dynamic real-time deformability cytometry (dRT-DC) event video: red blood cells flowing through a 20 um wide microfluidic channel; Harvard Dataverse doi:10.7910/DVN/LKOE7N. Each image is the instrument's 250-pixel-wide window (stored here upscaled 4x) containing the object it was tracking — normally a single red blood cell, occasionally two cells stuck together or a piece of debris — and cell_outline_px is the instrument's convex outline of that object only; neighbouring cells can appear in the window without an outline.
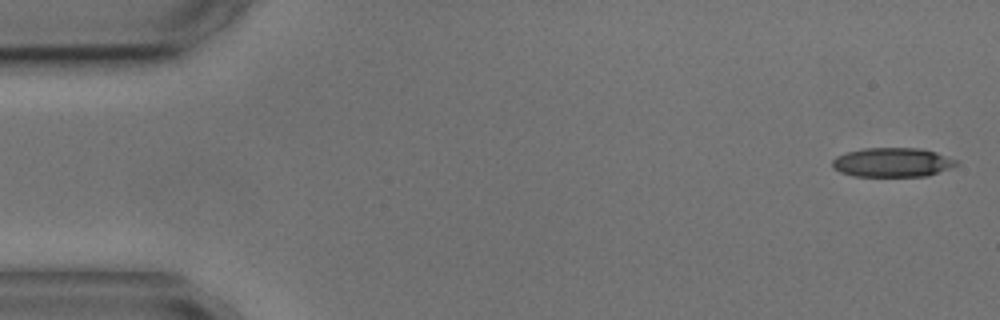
{"species": "common noctule bat (a hibernating species)", "species_latin": "Nyctalus noctula", "temperature_condition": "cold", "stored_images_in_passage": 7, "camera_frame_rate_fps": 3000, "um_per_image_px": 0.085, "animal": {"sex": "male", "body_mass_g": 17.9, "forearm_length_mm": 54.2}, "frame": {"image": 1, "passage_image": 1, "time_ms": 0.0, "image_size_px": [1000, 320], "cell_outline_px": [[960, 164], [952, 168], [928, 176], [852, 176], [840, 172], [832, 168], [832, 160], [836, 156], [848, 152], [864, 148], [920, 148], [936, 152], [956, 160]], "centroid_in_image_um": [75.86, 13.81], "position_along_channel_um": 9.1, "area_um2": 21.27}}
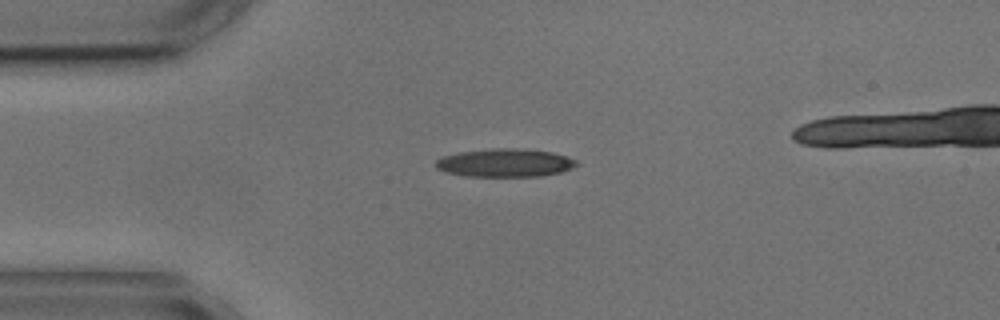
{"frame": {"image": 2, "passage_image": 4, "time_ms": 3.667, "image_size_px": [1000, 320], "cell_outline_px": [[580, 164], [572, 168], [560, 172], [540, 176], [464, 176], [444, 172], [436, 168], [436, 160], [440, 156], [460, 152], [492, 148], [516, 148], [552, 152], [568, 156], [576, 160]], "centroid_in_image_um": [42.91, 13.84], "position_along_channel_um": 42.1, "area_um2": 23.29}}